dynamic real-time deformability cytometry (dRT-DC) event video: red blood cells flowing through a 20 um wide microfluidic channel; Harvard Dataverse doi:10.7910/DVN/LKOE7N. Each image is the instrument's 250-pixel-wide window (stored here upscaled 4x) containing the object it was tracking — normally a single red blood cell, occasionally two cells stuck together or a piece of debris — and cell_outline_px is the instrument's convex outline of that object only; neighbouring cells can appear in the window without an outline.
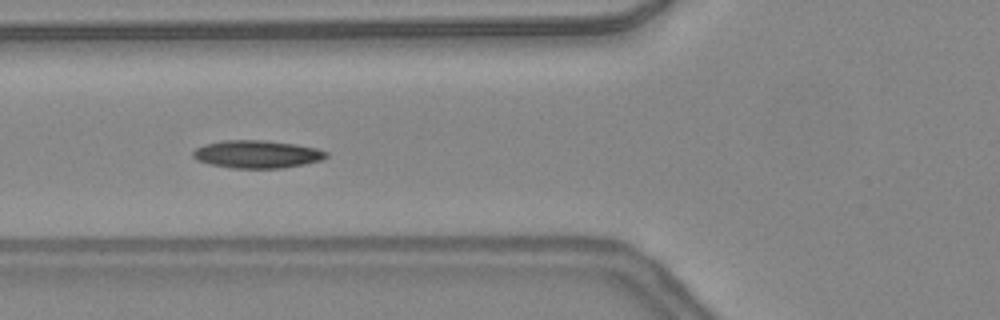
{"species": "common noctule bat (a hibernating species)", "species_latin": "Nyctalus noctula", "temperature_condition": "warm", "stored_images_in_passage": 31, "camera_frame_rate_fps": 3000, "um_per_image_px": 0.085, "animal": {"sex": "female", "body_mass_g": 24.6, "forearm_length_mm": 56.2}, "frame": {"image": 1, "passage_image": 4, "time_ms": 1.0, "image_size_px": [1000, 320], "cell_outline_px": [[328, 156], [320, 160], [304, 164], [284, 168], [232, 168], [208, 164], [196, 160], [192, 156], [192, 152], [196, 148], [204, 144], [224, 140], [264, 140], [296, 144], [316, 148], [328, 152]], "centroid_in_image_um": [21.82, 13.11], "position_along_channel_um": 104.0, "area_um2": 21.68}}
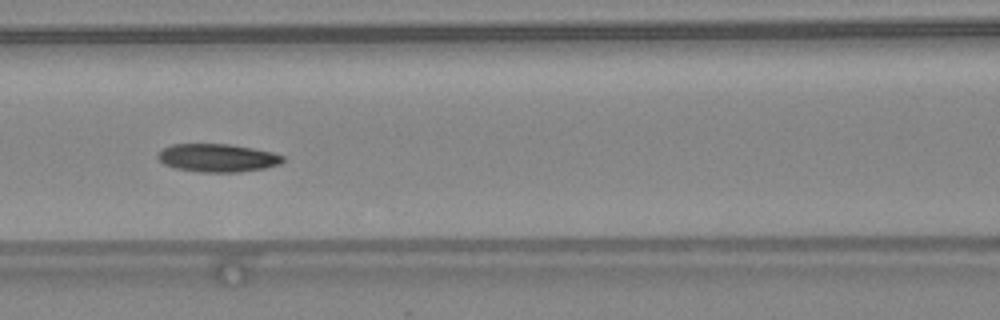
{"frame": {"image": 2, "passage_image": 7, "time_ms": 2.0, "image_size_px": [1000, 320], "cell_outline_px": [[284, 160], [280, 164], [264, 168], [236, 172], [200, 172], [176, 168], [164, 164], [156, 156], [164, 148], [172, 144], [228, 144], [252, 148], [272, 152], [284, 156]], "centroid_in_image_um": [18.49, 13.42], "position_along_channel_um": 148.1, "area_um2": 20.29}, "authors_computed_cell_mechanics": {"area_um2": 20.0566, "velocity_mm_per_s": 4.3856, "shape_relaxation_time_tau1_ms": null, "shape_relaxation_time_tau2_ms": 8.1827, "deformation_change_tau1": null, "deformation_change_tau2": 0.1883}}